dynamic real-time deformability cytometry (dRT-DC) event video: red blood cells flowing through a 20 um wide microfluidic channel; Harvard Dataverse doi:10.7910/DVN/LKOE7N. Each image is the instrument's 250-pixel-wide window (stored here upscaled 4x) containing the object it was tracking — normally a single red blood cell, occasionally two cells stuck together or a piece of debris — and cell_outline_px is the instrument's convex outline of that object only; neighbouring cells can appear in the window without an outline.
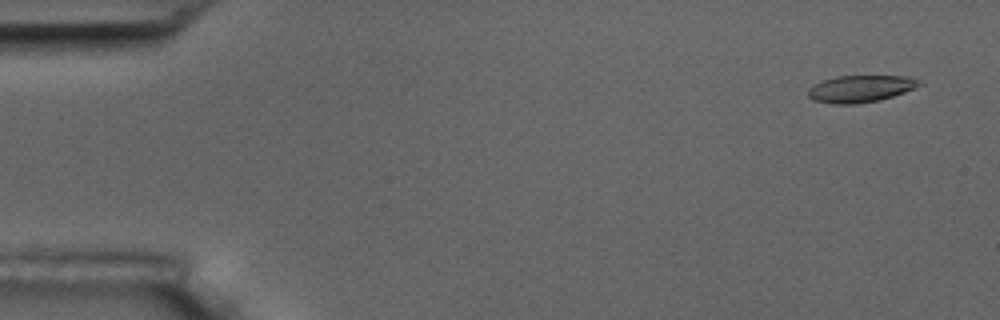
{"species": "common noctule bat (a hibernating species)", "species_latin": "Nyctalus noctula", "temperature_condition": "room temperature", "stored_images_in_passage": 5, "camera_frame_rate_fps": 3000, "um_per_image_px": 0.085, "animal": {"sex": "male", "body_mass_g": 17.5, "forearm_length_mm": 52.3}, "frame": {"image": 1, "passage_image": 1, "time_ms": 0.0, "image_size_px": [1000, 320], "cell_outline_px": [[924, 84], [904, 92], [880, 100], [852, 104], [832, 104], [816, 100], [808, 96], [808, 92], [816, 84], [824, 80], [836, 76], [908, 76]], "centroid_in_image_um": [73.17, 7.54], "position_along_channel_um": 11.8, "area_um2": 17.11}}
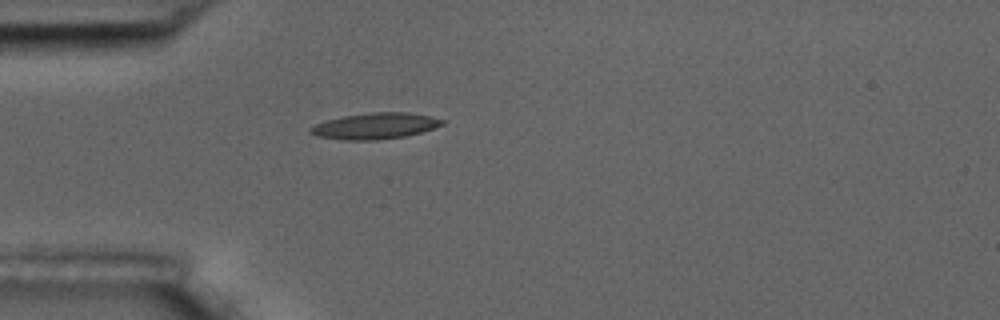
{"frame": {"image": 2, "passage_image": 5, "time_ms": 4.333, "image_size_px": [1000, 320], "cell_outline_px": [[444, 124], [420, 132], [404, 136], [376, 140], [348, 140], [316, 136], [308, 132], [308, 128], [316, 124], [328, 120], [344, 116], [372, 112], [408, 112], [428, 116], [444, 120]], "centroid_in_image_um": [31.85, 10.7], "position_along_channel_um": 53.2, "area_um2": 19.77}}